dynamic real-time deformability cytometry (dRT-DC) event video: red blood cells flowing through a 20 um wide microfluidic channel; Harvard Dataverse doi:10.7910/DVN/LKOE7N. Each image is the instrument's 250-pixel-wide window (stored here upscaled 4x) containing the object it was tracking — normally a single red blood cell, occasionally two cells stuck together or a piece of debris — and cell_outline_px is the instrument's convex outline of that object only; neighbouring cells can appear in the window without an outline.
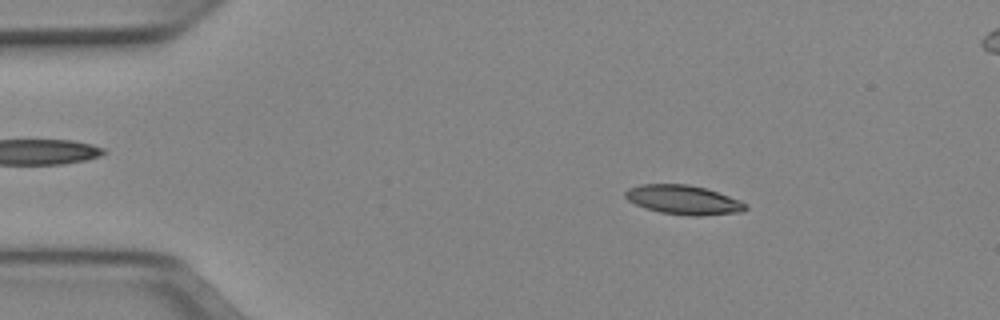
{"species": "Egyptian fruit bat (a non-hibernating species)", "species_latin": "Rousettus aegyptiacus", "temperature_condition": "cold", "stored_images_in_passage": 52, "segment_of_instrument_passage": [1, 2], "camera_frame_rate_fps": 3000, "um_per_image_px": 0.085, "animal": {"sex": "female"}, "frame": {"image": 1, "passage_image": 8, "time_ms": 2.333, "image_size_px": [1000, 320], "cell_outline_px": [[748, 208], [740, 212], [700, 216], [688, 216], [660, 212], [644, 208], [628, 200], [624, 196], [624, 192], [628, 188], [640, 184], [688, 184], [704, 188], [740, 200], [748, 204]], "centroid_in_image_um": [58.07, 16.99], "position_along_channel_um": 26.9, "area_um2": 20.52}}
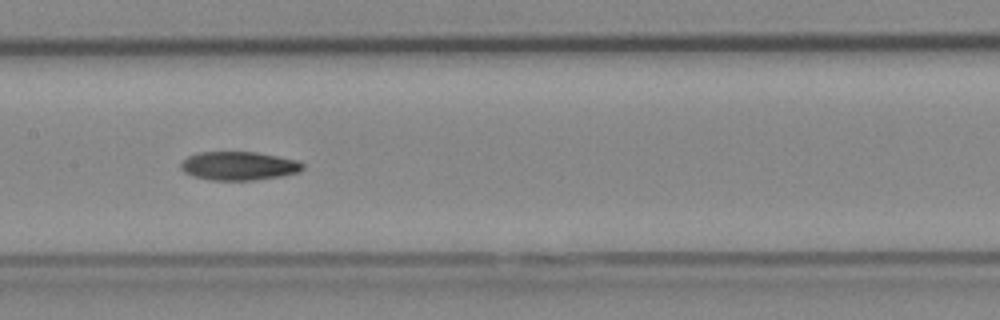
{"frame": {"image": 2, "passage_image": 25, "time_ms": 8.0, "image_size_px": [1000, 320], "cell_outline_px": [[304, 168], [300, 172], [280, 176], [252, 180], [208, 180], [192, 176], [184, 172], [180, 168], [180, 164], [188, 156], [196, 152], [256, 152], [300, 160], [304, 164]], "centroid_in_image_um": [20.3, 14.1], "position_along_channel_um": 187.1, "area_um2": 20.52}}
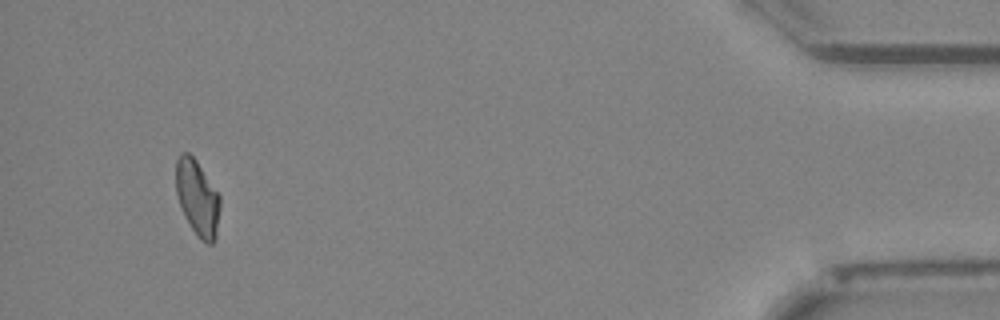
{"frame": {"image": 3, "passage_image": 48, "time_ms": 15.667, "image_size_px": [1000, 320], "cell_outline_px": [[220, 208], [216, 240], [212, 244], [208, 244], [200, 240], [196, 236], [184, 216], [176, 196], [176, 160], [180, 152], [188, 152], [196, 160], [220, 196]], "centroid_in_image_um": [16.77, 16.85], "position_along_channel_um": 418.4, "area_um2": 19.71}}